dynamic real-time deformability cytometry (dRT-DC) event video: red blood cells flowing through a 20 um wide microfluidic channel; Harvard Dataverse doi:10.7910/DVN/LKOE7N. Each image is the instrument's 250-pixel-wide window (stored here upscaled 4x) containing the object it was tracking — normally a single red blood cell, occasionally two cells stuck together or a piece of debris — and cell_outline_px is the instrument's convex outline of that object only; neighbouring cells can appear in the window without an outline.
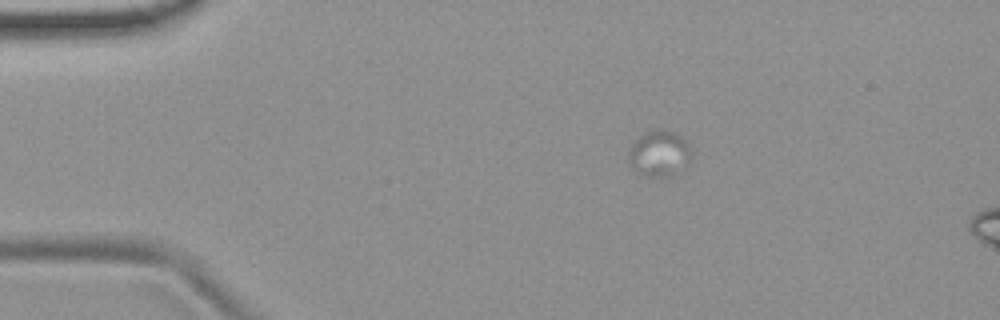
{"species": "common noctule bat (a hibernating species)", "species_latin": "Nyctalus noctula", "temperature_condition": "room temperature", "stored_images_in_passage": 16, "camera_frame_rate_fps": 3000, "um_per_image_px": 0.085, "animal": {"sex": "female", "body_mass_g": 19.9}, "frame": {"image": 1, "passage_image": 1, "time_ms": 0.0, "image_size_px": [1000, 320], "cell_outline_px": [[692, 156], [672, 176], [648, 176], [632, 168], [628, 160], [628, 148], [640, 136], [648, 132], [676, 132], [688, 144], [692, 152]], "centroid_in_image_um": [56.01, 13.07], "position_along_channel_um": 29.0, "area_um2": 16.13}}
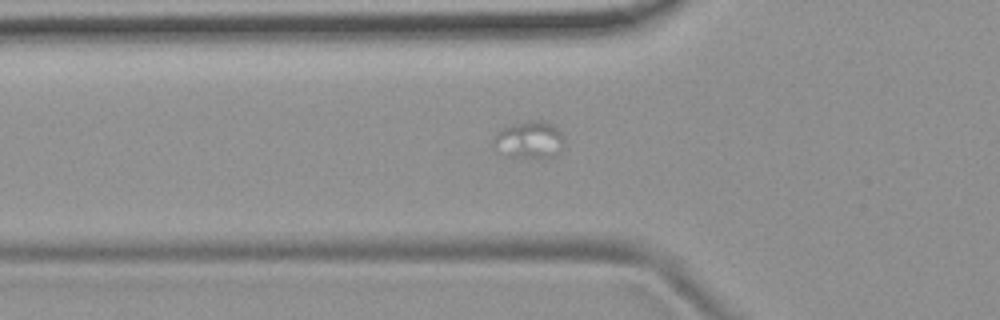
{"frame": {"image": 2, "passage_image": 10, "time_ms": 3.0, "image_size_px": [1000, 320], "cell_outline_px": [[564, 140], [560, 152], [556, 156], [544, 160], [508, 156], [496, 152], [492, 148], [492, 140], [496, 132], [504, 128], [528, 120], [544, 120], [556, 128], [560, 132]], "centroid_in_image_um": [44.96, 11.94], "position_along_channel_um": 80.8, "area_um2": 15.9}}
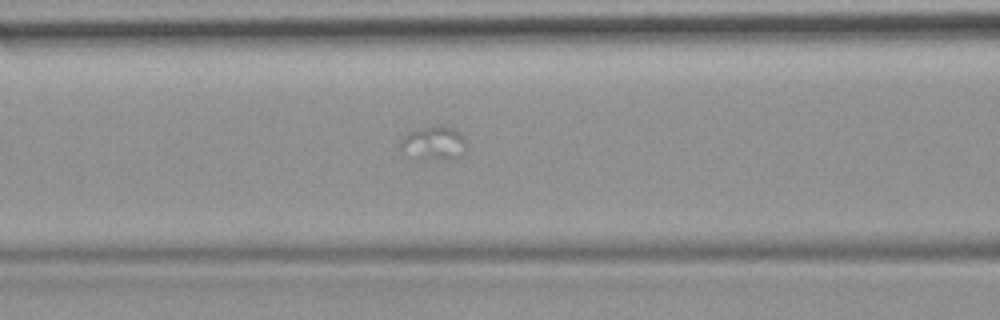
{"frame": {"image": 3, "passage_image": 14, "time_ms": 4.333, "image_size_px": [1000, 320], "cell_outline_px": [[464, 144], [460, 156], [416, 156], [400, 144], [400, 140], [404, 136], [412, 132], [424, 128], [440, 124], [452, 128], [464, 140]], "centroid_in_image_um": [36.88, 12.06], "position_along_channel_um": 129.7, "area_um2": 11.16}}